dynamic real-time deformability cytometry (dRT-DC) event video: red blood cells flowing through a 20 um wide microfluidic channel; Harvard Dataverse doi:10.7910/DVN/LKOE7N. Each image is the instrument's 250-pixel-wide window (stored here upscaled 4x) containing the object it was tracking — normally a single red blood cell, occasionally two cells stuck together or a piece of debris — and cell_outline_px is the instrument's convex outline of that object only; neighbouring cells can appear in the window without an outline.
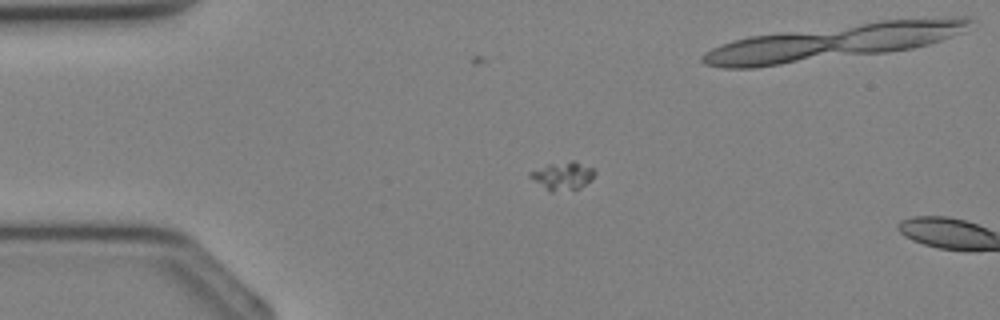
{"species": "Egyptian fruit bat (a non-hibernating species)", "species_latin": "Rousettus aegyptiacus", "temperature_condition": "cold", "stored_images_in_passage": 9, "camera_frame_rate_fps": 3000, "um_per_image_px": 0.085, "animal": {"sex": "female"}, "frame": {"image": 1, "passage_image": 8, "time_ms": 2.333, "image_size_px": [1000, 320], "cell_outline_px": [[596, 172], [580, 188], [552, 192], [528, 176], [528, 172], [548, 164], [572, 160], [576, 160], [596, 168]], "centroid_in_image_um": [47.85, 14.9], "position_along_channel_um": 37.1, "area_um2": 10.46}}